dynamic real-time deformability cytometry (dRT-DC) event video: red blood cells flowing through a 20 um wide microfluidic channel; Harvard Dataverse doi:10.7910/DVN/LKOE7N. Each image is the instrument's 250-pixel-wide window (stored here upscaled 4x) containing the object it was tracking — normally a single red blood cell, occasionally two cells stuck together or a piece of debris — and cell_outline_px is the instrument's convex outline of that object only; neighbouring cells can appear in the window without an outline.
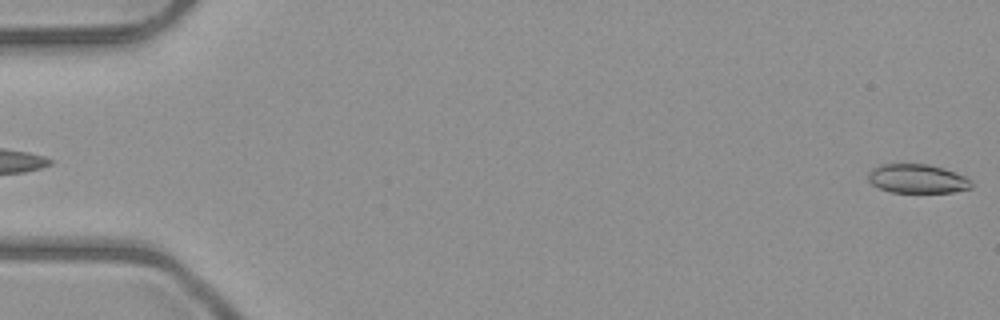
{"species": "common noctule bat (a hibernating species)", "species_latin": "Nyctalus noctula", "temperature_condition": "room temperature", "stored_images_in_passage": 5, "camera_frame_rate_fps": 3000, "um_per_image_px": 0.085, "animal": {"sex": "male", "body_mass_g": 23.1, "forearm_length_mm": 52.7}, "frame": {"image": 1, "passage_image": 5, "time_ms": 4.667, "image_size_px": [1000, 320], "cell_outline_px": [[972, 188], [952, 192], [892, 192], [880, 188], [872, 184], [868, 180], [868, 172], [872, 168], [880, 164], [928, 164], [944, 168], [964, 176], [972, 180]], "centroid_in_image_um": [77.97, 15.18], "position_along_channel_um": 7.0, "area_um2": 17.46}}